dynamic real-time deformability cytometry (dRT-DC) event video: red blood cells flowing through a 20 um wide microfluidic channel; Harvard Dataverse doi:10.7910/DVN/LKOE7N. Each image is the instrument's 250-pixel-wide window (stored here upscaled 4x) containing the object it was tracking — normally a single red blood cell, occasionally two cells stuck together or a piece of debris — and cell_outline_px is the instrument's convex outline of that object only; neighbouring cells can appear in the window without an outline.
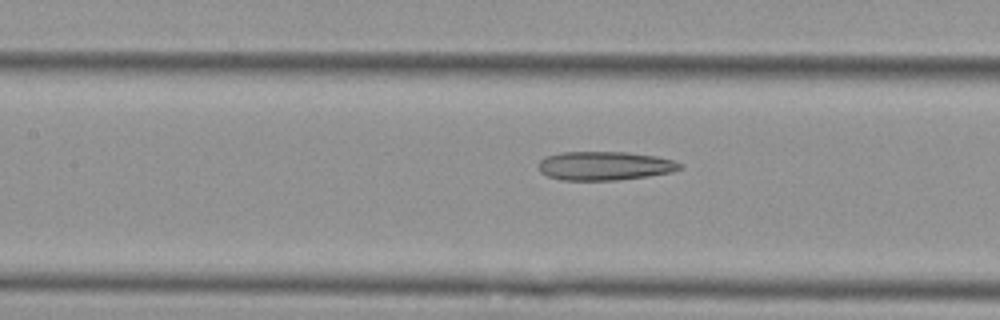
{"species": "Egyptian fruit bat (a non-hibernating species)", "species_latin": "Rousettus aegyptiacus", "temperature_condition": "cold", "stored_images_in_passage": 6, "segment_of_instrument_passage": [2, 2], "camera_frame_rate_fps": 3000, "um_per_image_px": 0.085, "animal": {"sex": "female"}, "frame": {"image": 1, "passage_image": 6, "time_ms": 5.667, "image_size_px": [1000, 320], "cell_outline_px": [[684, 168], [672, 172], [648, 176], [616, 180], [560, 180], [548, 176], [540, 172], [536, 164], [544, 156], [560, 152], [628, 152], [656, 156], [672, 160], [684, 164]], "centroid_in_image_um": [51.38, 14.09], "position_along_channel_um": 156.0, "area_um2": 24.04}}